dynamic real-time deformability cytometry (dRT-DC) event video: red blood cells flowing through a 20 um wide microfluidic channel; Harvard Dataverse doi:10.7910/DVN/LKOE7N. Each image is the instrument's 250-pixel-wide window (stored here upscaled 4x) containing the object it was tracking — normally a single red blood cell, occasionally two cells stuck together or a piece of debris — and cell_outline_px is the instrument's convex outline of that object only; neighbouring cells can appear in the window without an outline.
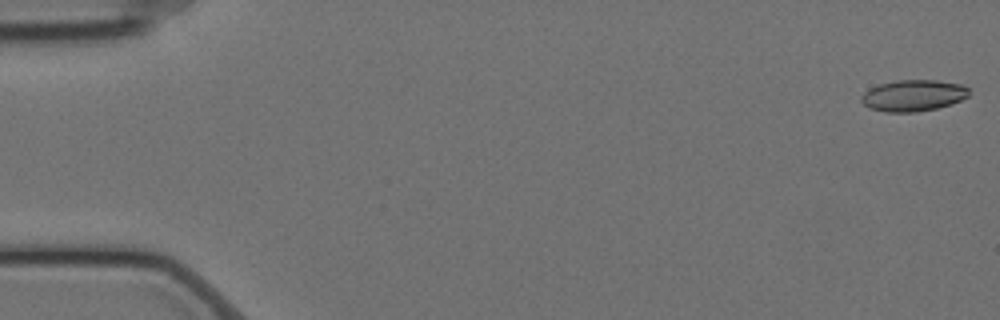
{"species": "Egyptian fruit bat (a non-hibernating species)", "species_latin": "Rousettus aegyptiacus", "temperature_condition": "cold", "stored_images_in_passage": 58, "camera_frame_rate_fps": 3000, "um_per_image_px": 0.085, "animal": {"sex": "female"}, "frame": {"image": 1, "passage_image": 1, "time_ms": 0.0, "image_size_px": [1000, 320], "cell_outline_px": [[968, 96], [952, 104], [936, 108], [916, 112], [884, 112], [868, 108], [860, 100], [860, 96], [868, 88], [880, 84], [896, 80], [936, 80], [960, 84], [968, 88]], "centroid_in_image_um": [77.58, 8.12], "position_along_channel_um": 7.4, "area_um2": 19.77}}
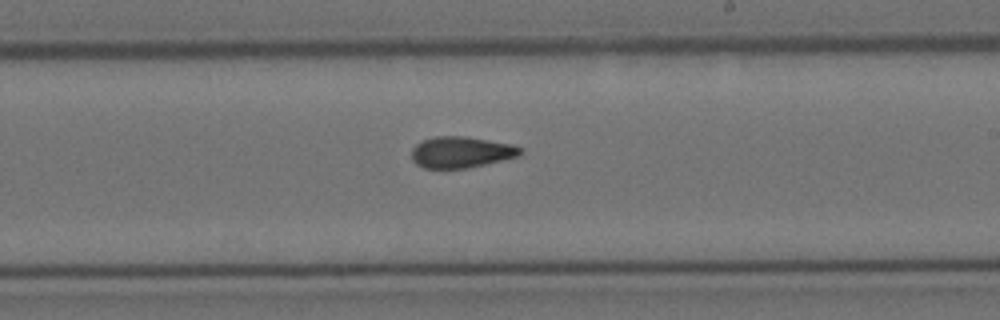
{"frame": {"image": 2, "passage_image": 34, "time_ms": 11.0, "image_size_px": [1000, 320], "cell_outline_px": [[524, 152], [520, 156], [484, 164], [464, 168], [424, 168], [416, 164], [412, 160], [412, 148], [416, 144], [424, 140], [436, 136], [464, 136], [512, 144], [524, 148]], "centroid_in_image_um": [39.22, 12.93], "position_along_channel_um": 249.8, "area_um2": 19.77}}
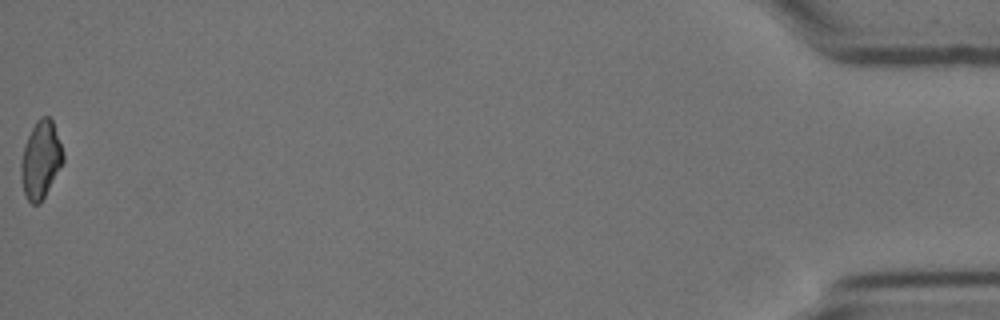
{"frame": {"image": 3, "passage_image": 58, "time_ms": 19.0, "image_size_px": [1000, 320], "cell_outline_px": [[64, 160], [40, 204], [32, 204], [28, 200], [24, 192], [20, 176], [20, 164], [24, 144], [36, 120], [40, 116], [48, 116], [52, 120], [64, 152]], "centroid_in_image_um": [3.45, 13.56], "position_along_channel_um": 431.8, "area_um2": 18.96}, "authors_computed_cell_mechanics": {"area_um2": 19.7676, "velocity_mm_per_s": 3.51, "shape_relaxation_time_tau1_ms": null, "shape_relaxation_time_tau2_ms": 3.1661, "deformation_change_tau1": null, "deformation_change_tau2": 0.0828}}